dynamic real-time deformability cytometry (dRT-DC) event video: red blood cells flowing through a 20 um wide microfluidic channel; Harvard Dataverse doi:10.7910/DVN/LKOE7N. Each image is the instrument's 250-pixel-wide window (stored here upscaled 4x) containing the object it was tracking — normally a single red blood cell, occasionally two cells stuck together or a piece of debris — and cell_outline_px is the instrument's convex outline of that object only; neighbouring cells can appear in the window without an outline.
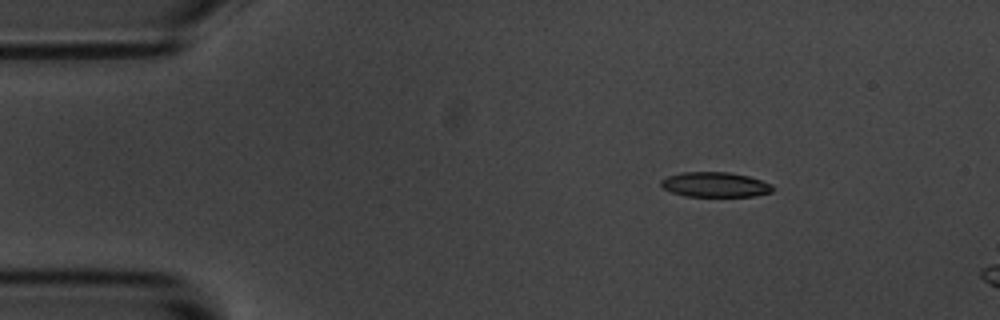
{"species": "common noctule bat (a hibernating species)", "species_latin": "Nyctalus noctula", "temperature_condition": "room temperature", "stored_images_in_passage": 6, "camera_frame_rate_fps": 3000, "um_per_image_px": 0.085, "animal": {"sex": "male", "body_mass_g": 20.1, "forearm_length_mm": 53.5}, "frame": {"image": 1, "passage_image": 1, "time_ms": 0.0, "image_size_px": [1000, 320], "cell_outline_px": [[772, 192], [756, 196], [684, 196], [672, 192], [664, 188], [660, 184], [660, 180], [668, 176], [680, 172], [728, 172], [748, 176], [772, 184]], "centroid_in_image_um": [60.77, 15.69], "position_along_channel_um": 24.2, "area_um2": 16.18}}